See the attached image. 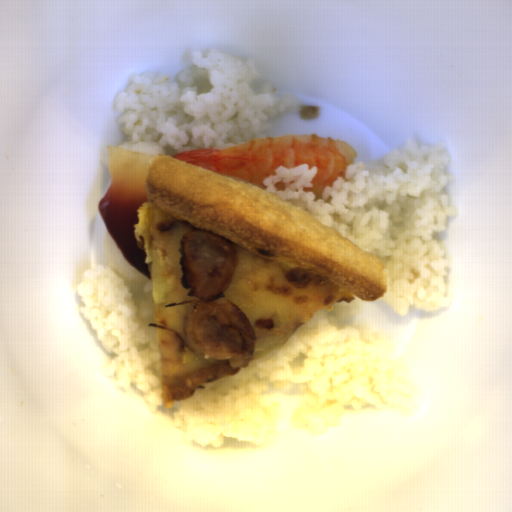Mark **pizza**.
Instances as JSON below:
<instances>
[{"instance_id": "1", "label": "pizza", "mask_w": 512, "mask_h": 512, "mask_svg": "<svg viewBox=\"0 0 512 512\" xmlns=\"http://www.w3.org/2000/svg\"><path fill=\"white\" fill-rule=\"evenodd\" d=\"M145 195L132 224L150 265L151 293L163 408L199 385L237 375L253 360L281 348L318 310L343 299L384 297L387 265L335 227L280 195L237 177L165 153L149 161ZM209 229L239 250L223 296L251 319L257 343L252 357L219 361L193 346L182 324L198 298L187 296L178 262L187 232Z\"/></svg>"}]
</instances>
